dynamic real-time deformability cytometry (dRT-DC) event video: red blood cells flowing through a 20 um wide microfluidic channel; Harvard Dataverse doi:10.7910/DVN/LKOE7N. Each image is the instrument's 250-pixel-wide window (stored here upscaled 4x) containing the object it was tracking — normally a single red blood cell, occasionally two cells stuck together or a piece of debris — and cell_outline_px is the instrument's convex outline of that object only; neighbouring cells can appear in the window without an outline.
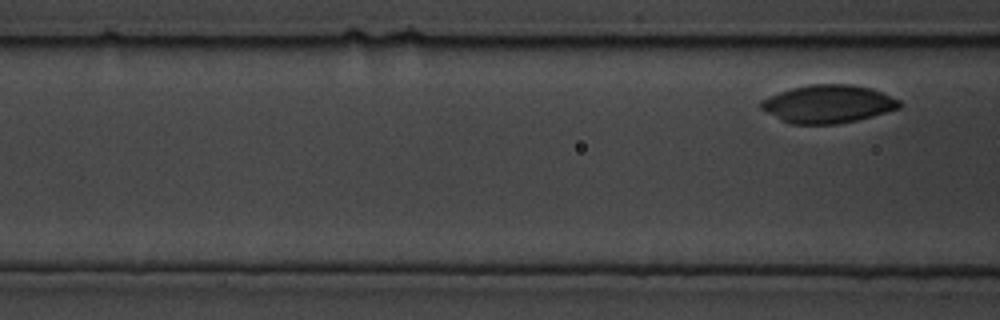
{"species": "common noctule bat (a hibernating species)", "species_latin": "Nyctalus noctula", "temperature_condition": "cold", "stored_images_in_passage": 10, "camera_frame_rate_fps": 3000, "um_per_image_px": 0.085, "animal": {"sex": "male", "body_mass_g": 19.5, "forearm_length_mm": 54.6}, "frame": {"image": 1, "passage_image": 10, "time_ms": 3.0, "image_size_px": [1000, 320], "cell_outline_px": [[904, 104], [900, 108], [872, 116], [856, 120], [836, 124], [792, 124], [780, 120], [760, 108], [760, 100], [768, 96], [792, 88], [812, 84], [852, 84], [872, 88], [900, 100]], "centroid_in_image_um": [70.39, 8.83], "position_along_channel_um": 96.2, "area_um2": 30.75}}